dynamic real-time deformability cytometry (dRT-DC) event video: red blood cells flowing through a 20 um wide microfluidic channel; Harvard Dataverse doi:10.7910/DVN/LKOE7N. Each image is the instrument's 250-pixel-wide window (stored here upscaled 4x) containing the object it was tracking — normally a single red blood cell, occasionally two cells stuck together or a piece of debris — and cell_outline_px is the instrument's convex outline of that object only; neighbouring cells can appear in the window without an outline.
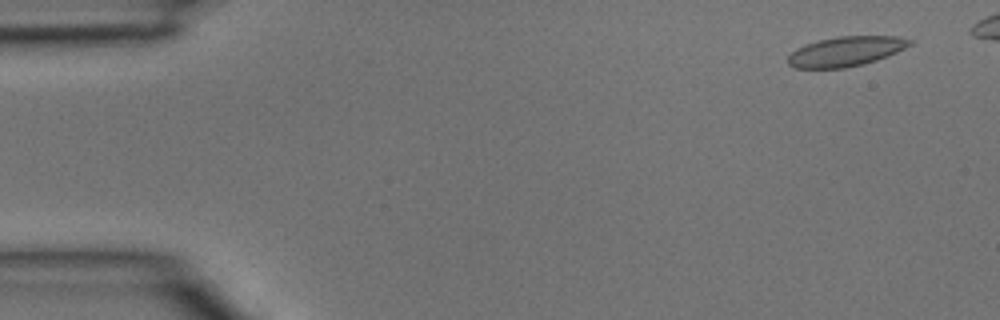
{"species": "common noctule bat (a hibernating species)", "species_latin": "Nyctalus noctula", "temperature_condition": "room temperature", "stored_images_in_passage": 4, "camera_frame_rate_fps": 3000, "um_per_image_px": 0.085, "animal": {"sex": "male", "body_mass_g": 15.6}, "frame": {"image": 1, "passage_image": 1, "time_ms": 0.0, "image_size_px": [1000, 320], "cell_outline_px": [[916, 40], [912, 44], [888, 56], [864, 64], [844, 68], [796, 68], [788, 64], [788, 56], [796, 48], [804, 44], [836, 36], [896, 36]], "centroid_in_image_um": [71.91, 4.36], "position_along_channel_um": 13.1, "area_um2": 21.21}}